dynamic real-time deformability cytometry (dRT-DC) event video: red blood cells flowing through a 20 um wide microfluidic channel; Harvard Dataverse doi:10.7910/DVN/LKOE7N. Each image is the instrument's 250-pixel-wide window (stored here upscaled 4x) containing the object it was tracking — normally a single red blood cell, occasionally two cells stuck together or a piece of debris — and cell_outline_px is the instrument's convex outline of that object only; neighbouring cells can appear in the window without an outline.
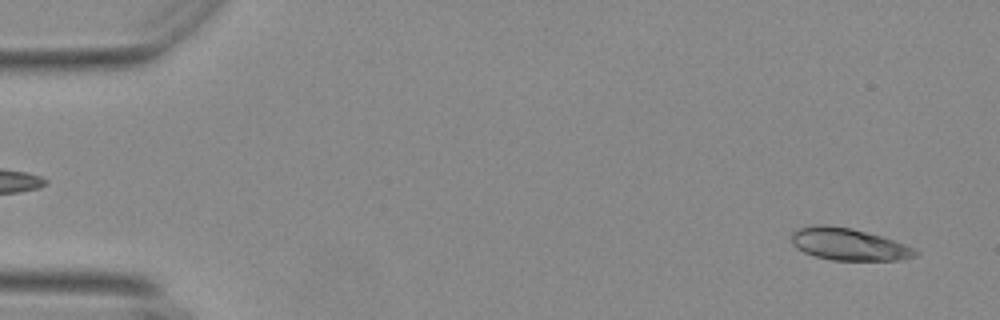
{"species": "Egyptian fruit bat (a non-hibernating species)", "species_latin": "Rousettus aegyptiacus", "temperature_condition": "warm", "stored_images_in_passage": 54, "camera_frame_rate_fps": 3000, "um_per_image_px": 0.085, "animal": {"sex": "female"}, "frame": {"image": 1, "passage_image": 2, "time_ms": 0.333, "image_size_px": [1000, 320], "cell_outline_px": [[920, 252], [916, 256], [900, 260], [832, 260], [816, 256], [804, 252], [796, 248], [792, 244], [792, 232], [800, 228], [824, 224], [848, 228], [880, 236], [904, 244]], "centroid_in_image_um": [72.13, 20.78], "position_along_channel_um": 12.9, "area_um2": 22.72}}
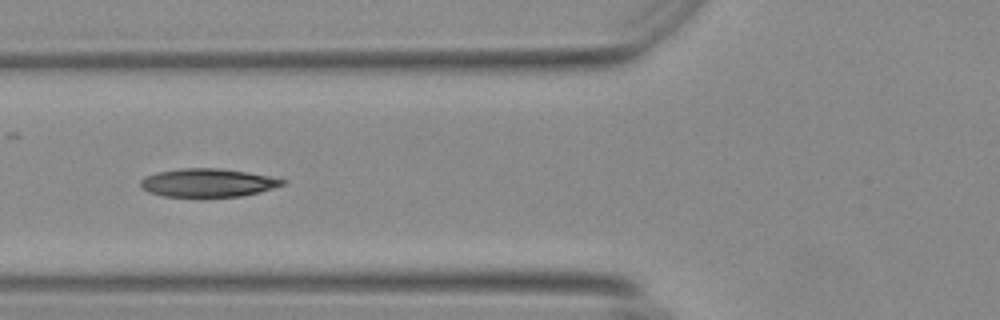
{"frame": {"image": 2, "passage_image": 20, "time_ms": 6.333, "image_size_px": [1000, 320], "cell_outline_px": [[284, 184], [260, 192], [240, 196], [164, 196], [148, 192], [140, 184], [140, 180], [156, 172], [184, 168], [216, 168], [244, 172], [268, 176], [284, 180]], "centroid_in_image_um": [17.63, 15.53], "position_along_channel_um": 108.2, "area_um2": 22.83}}
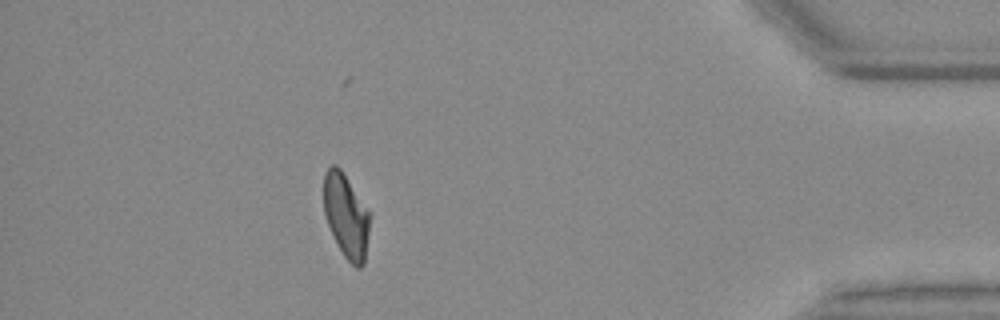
{"frame": {"image": 3, "passage_image": 48, "time_ms": 15.667, "image_size_px": [1000, 320], "cell_outline_px": [[372, 212], [364, 264], [360, 268], [356, 268], [344, 256], [328, 224], [324, 212], [324, 172], [332, 164], [336, 164], [340, 168]], "centroid_in_image_um": [29.46, 18.31], "position_along_channel_um": 405.7, "area_um2": 22.77}, "authors_computed_cell_mechanics": {"area_um2": 22.8888, "velocity_mm_per_s": 3.7001, "shape_relaxation_time_tau1_ms": null, "shape_relaxation_time_tau2_ms": 1.867, "deformation_change_tau1": null, "deformation_change_tau2": 0.0736}}